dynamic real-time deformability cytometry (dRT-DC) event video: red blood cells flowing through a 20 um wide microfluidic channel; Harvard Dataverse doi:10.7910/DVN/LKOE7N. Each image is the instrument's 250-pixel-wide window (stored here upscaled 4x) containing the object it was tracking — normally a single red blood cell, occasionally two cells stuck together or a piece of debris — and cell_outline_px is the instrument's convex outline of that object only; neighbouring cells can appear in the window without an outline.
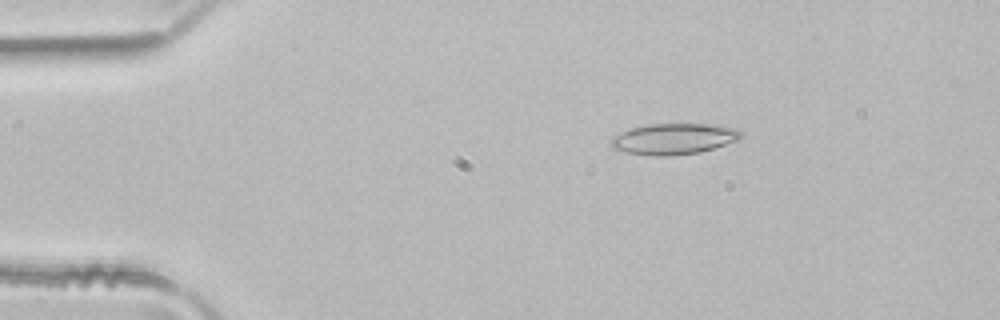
{"species": "common noctule bat (a hibernating species)", "species_latin": "Nyctalus noctula", "temperature_condition": "room temperature", "stored_images_in_passage": 4, "camera_frame_rate_fps": 3000, "um_per_image_px": 0.085, "animal": {"sex": "male", "body_mass_g": 21.5, "forearm_length_mm": 52.0}, "frame": {"image": 1, "passage_image": 4, "time_ms": 1.0, "image_size_px": [1000, 320], "cell_outline_px": [[744, 136], [740, 140], [700, 152], [668, 156], [652, 156], [628, 152], [612, 148], [612, 136], [628, 128], [648, 124], [712, 124], [736, 128], [744, 132]], "centroid_in_image_um": [57.32, 11.79], "position_along_channel_um": 27.7, "area_um2": 23.7}}